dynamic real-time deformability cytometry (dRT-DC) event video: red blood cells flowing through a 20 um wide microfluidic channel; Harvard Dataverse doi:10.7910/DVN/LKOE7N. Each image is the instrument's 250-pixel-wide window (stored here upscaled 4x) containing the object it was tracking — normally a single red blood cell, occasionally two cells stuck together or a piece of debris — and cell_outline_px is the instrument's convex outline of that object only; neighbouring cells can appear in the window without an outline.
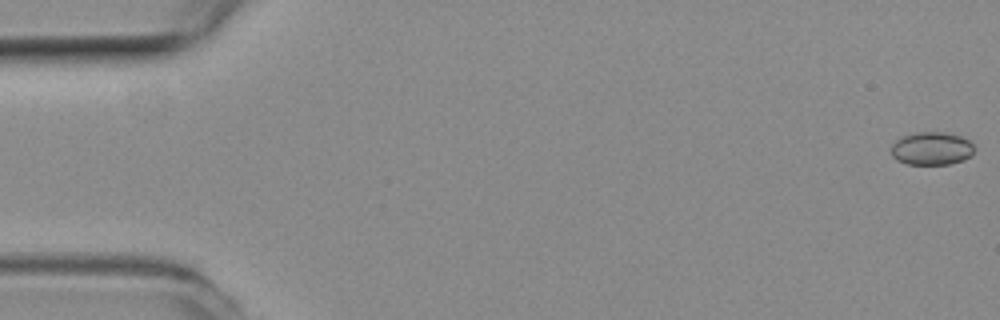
{"species": "common noctule bat (a hibernating species)", "species_latin": "Nyctalus noctula", "temperature_condition": "room temperature", "stored_images_in_passage": 56, "camera_frame_rate_fps": 3000, "um_per_image_px": 0.085, "animal": {"sex": "female", "body_mass_g": 19.3, "forearm_length_mm": 54.1}, "frame": {"image": 1, "passage_image": 1, "time_ms": 0.0, "image_size_px": [1000, 320], "cell_outline_px": [[976, 148], [972, 156], [964, 160], [948, 164], [908, 164], [896, 160], [892, 156], [892, 144], [900, 136], [916, 132], [944, 132], [960, 136], [968, 140]], "centroid_in_image_um": [79.2, 12.62], "position_along_channel_um": 5.8, "area_um2": 16.18}}
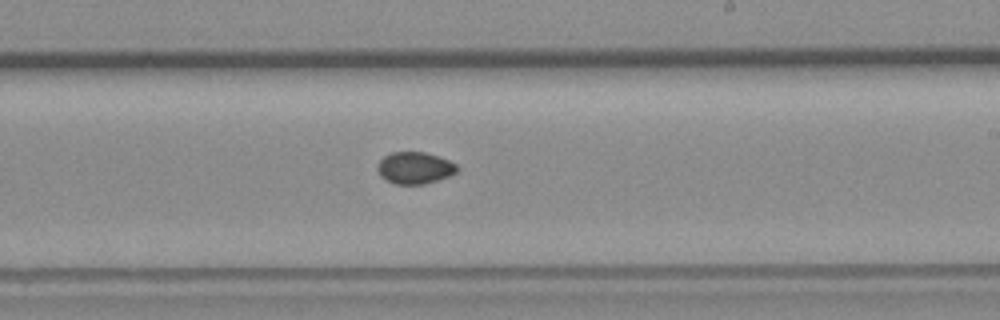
{"frame": {"image": 2, "passage_image": 33, "time_ms": 10.667, "image_size_px": [1000, 320], "cell_outline_px": [[460, 168], [456, 172], [448, 176], [424, 184], [396, 184], [380, 176], [376, 168], [380, 160], [384, 156], [392, 152], [424, 152], [440, 156], [456, 164]], "centroid_in_image_um": [35.26, 14.26], "position_along_channel_um": 253.7, "area_um2": 14.74}}
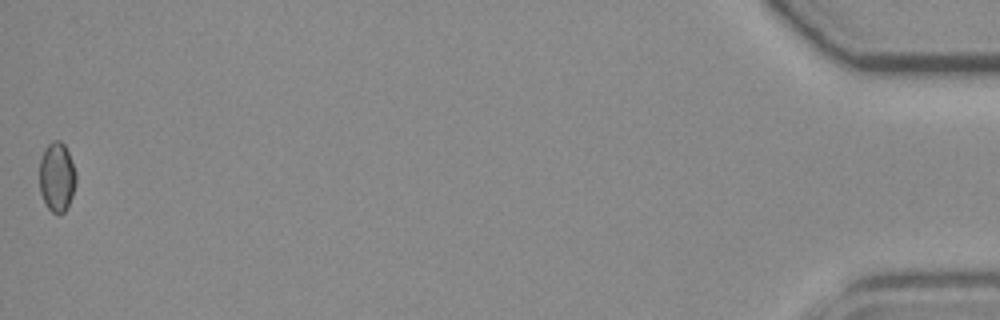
{"frame": {"image": 3, "passage_image": 56, "time_ms": 18.333, "image_size_px": [1000, 320], "cell_outline_px": [[76, 184], [68, 208], [60, 216], [52, 212], [48, 208], [40, 192], [40, 156], [44, 148], [52, 140], [60, 140], [64, 144], [68, 152], [76, 172]], "centroid_in_image_um": [4.84, 15.05], "position_along_channel_um": 430.4, "area_um2": 15.03}}